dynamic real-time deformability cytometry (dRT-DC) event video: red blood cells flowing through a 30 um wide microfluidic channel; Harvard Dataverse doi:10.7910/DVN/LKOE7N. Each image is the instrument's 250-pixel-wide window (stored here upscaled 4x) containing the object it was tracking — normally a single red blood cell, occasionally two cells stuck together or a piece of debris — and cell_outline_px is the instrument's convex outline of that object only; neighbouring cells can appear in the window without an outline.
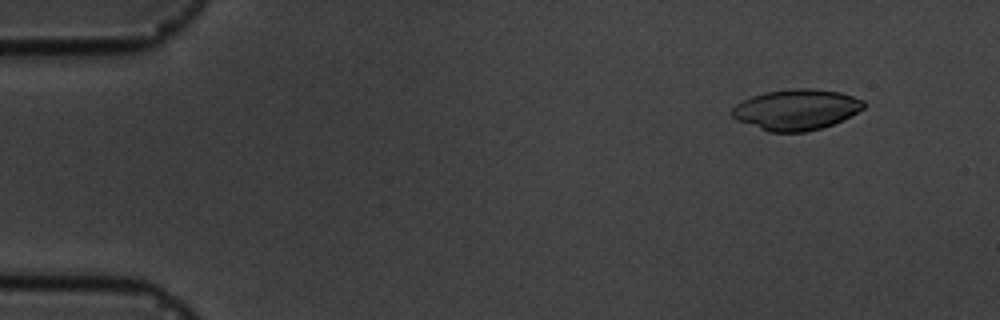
{"species": "common noctule bat (a hibernating species)", "species_latin": "Nyctalus noctula", "temperature_condition": "cold", "stored_images_in_passage": 5, "camera_frame_rate_fps": 3000, "um_per_image_px": 0.085, "animal": {"sex": "male", "body_mass_g": 19.5, "forearm_length_mm": 54.6}, "frame": {"image": 1, "passage_image": 1, "time_ms": 0.0, "image_size_px": [1000, 320], "cell_outline_px": [[864, 108], [832, 124], [820, 128], [804, 132], [768, 132], [736, 120], [728, 112], [736, 104], [752, 96], [764, 92], [792, 88], [808, 88], [840, 92], [864, 100]], "centroid_in_image_um": [67.62, 9.31], "position_along_channel_um": 17.4, "area_um2": 31.15}}